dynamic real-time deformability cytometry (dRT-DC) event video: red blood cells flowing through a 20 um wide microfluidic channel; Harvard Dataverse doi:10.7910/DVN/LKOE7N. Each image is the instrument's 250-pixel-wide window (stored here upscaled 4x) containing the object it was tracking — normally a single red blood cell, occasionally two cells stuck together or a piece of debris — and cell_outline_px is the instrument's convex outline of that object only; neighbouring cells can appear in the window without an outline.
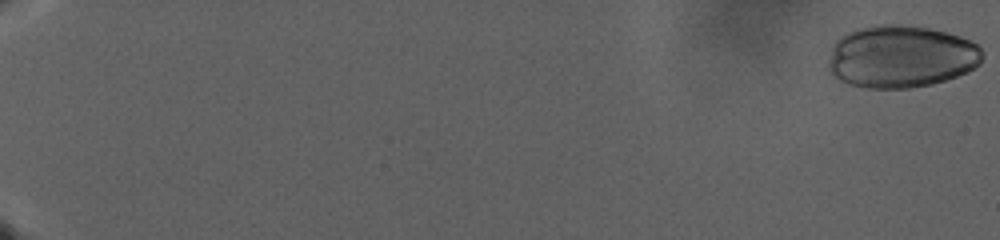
{"species": "human", "species_latin": "Homo sapiens", "temperature_condition": "warm", "stored_images_in_passage": 99, "camera_frame_rate_fps": 3000, "um_per_image_px": 0.085, "donor": {"sex": "male"}, "frame": {"image": 1, "passage_image": 1, "time_ms": 0.0, "image_size_px": [1000, 240], "cell_outline_px": [[984, 56], [980, 64], [968, 72], [932, 84], [908, 88], [868, 88], [848, 84], [840, 80], [828, 72], [828, 60], [832, 44], [840, 36], [848, 32], [872, 24], [900, 24], [928, 28], [960, 36], [972, 40], [984, 52]], "centroid_in_image_um": [76.57, 4.8], "position_along_channel_um": 8.4, "area_um2": 56.59}}
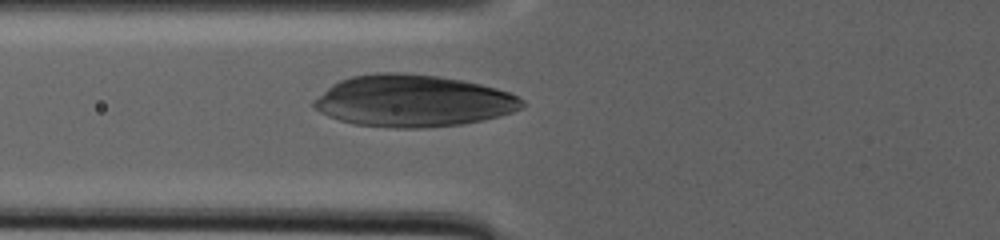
{"frame": {"image": 2, "passage_image": 43, "time_ms": 14.0, "image_size_px": [1000, 240], "cell_outline_px": [[524, 108], [500, 116], [484, 120], [464, 124], [424, 128], [392, 128], [352, 124], [328, 116], [312, 108], [312, 100], [332, 84], [340, 80], [352, 76], [372, 72], [404, 72], [436, 76], [464, 80], [496, 88], [508, 92], [524, 100]], "centroid_in_image_um": [35.08, 8.58], "position_along_channel_um": 90.7, "area_um2": 63.52}}
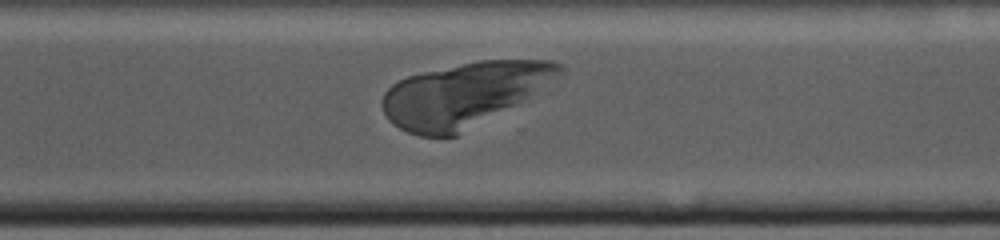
{"frame": {"image": 3, "passage_image": 85, "time_ms": 28.0, "image_size_px": [1000, 240], "cell_outline_px": [[568, 68], [564, 72], [516, 104], [456, 136], [420, 136], [408, 132], [392, 124], [388, 120], [384, 112], [384, 92], [392, 84], [408, 76], [424, 72], [480, 60], [552, 60]], "centroid_in_image_um": [39.42, 8.03], "position_along_channel_um": 331.2, "area_um2": 65.03}}